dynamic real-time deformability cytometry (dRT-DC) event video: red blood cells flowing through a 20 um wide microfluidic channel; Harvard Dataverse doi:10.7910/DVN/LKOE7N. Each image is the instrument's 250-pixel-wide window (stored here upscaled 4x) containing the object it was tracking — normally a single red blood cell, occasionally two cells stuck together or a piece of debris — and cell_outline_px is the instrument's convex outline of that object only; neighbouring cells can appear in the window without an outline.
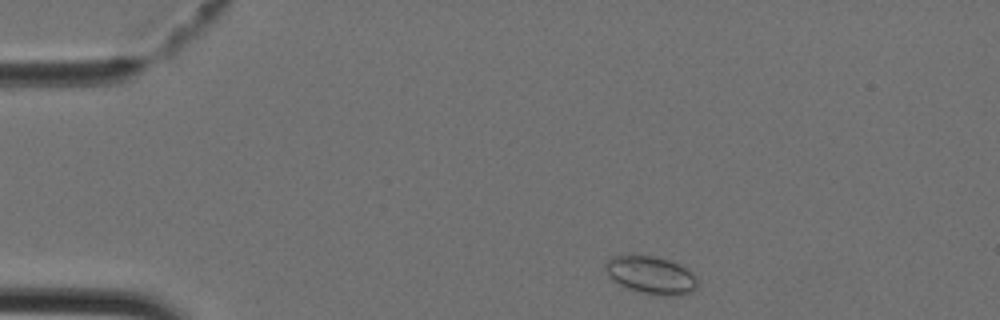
{"species": "Egyptian fruit bat (a non-hibernating species)", "species_latin": "Rousettus aegyptiacus", "temperature_condition": "cold", "stored_images_in_passage": 37, "camera_frame_rate_fps": 3000, "um_per_image_px": 0.085, "animal": {"sex": "female"}, "frame": {"image": 1, "passage_image": 2, "time_ms": 0.333, "image_size_px": [1000, 320], "cell_outline_px": [[696, 288], [692, 292], [680, 296], [676, 296], [644, 292], [628, 288], [620, 284], [604, 268], [604, 264], [612, 256], [632, 252], [652, 256], [668, 260], [692, 272], [696, 276]], "centroid_in_image_um": [55.32, 23.33], "position_along_channel_um": 29.7, "area_um2": 20.06}}
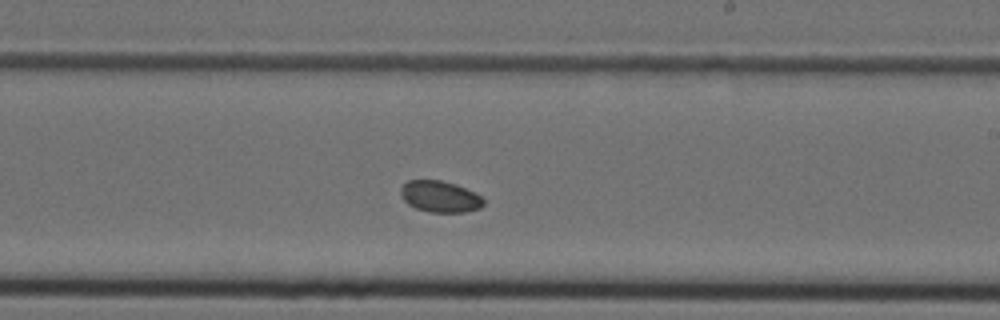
{"frame": {"image": 2, "passage_image": 20, "time_ms": 6.333, "image_size_px": [1000, 320], "cell_outline_px": [[484, 204], [480, 208], [464, 212], [432, 212], [416, 208], [408, 204], [400, 196], [400, 188], [408, 180], [440, 180], [456, 184], [480, 196], [484, 200]], "centroid_in_image_um": [37.37, 16.7], "position_along_channel_um": 251.6, "area_um2": 15.03}}
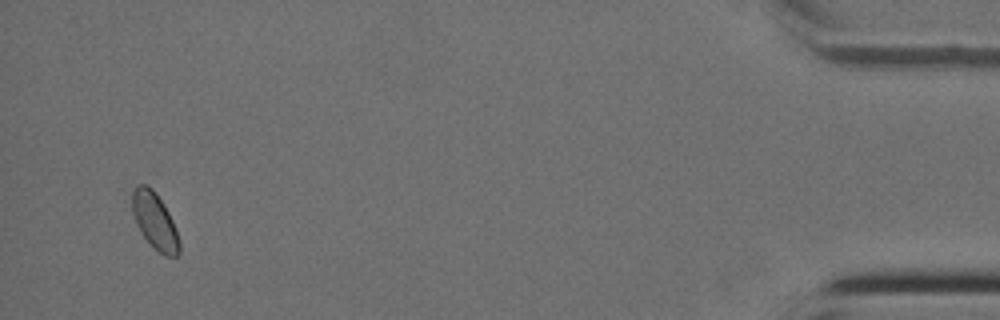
{"frame": {"image": 3, "passage_image": 36, "time_ms": 11.667, "image_size_px": [1000, 320], "cell_outline_px": [[180, 252], [176, 256], [164, 256], [140, 232], [136, 224], [132, 212], [132, 192], [140, 184], [144, 184], [152, 188], [156, 192], [168, 212], [176, 228], [180, 244]], "centroid_in_image_um": [13.16, 18.77], "position_along_channel_um": 422.0, "area_um2": 15.26}}